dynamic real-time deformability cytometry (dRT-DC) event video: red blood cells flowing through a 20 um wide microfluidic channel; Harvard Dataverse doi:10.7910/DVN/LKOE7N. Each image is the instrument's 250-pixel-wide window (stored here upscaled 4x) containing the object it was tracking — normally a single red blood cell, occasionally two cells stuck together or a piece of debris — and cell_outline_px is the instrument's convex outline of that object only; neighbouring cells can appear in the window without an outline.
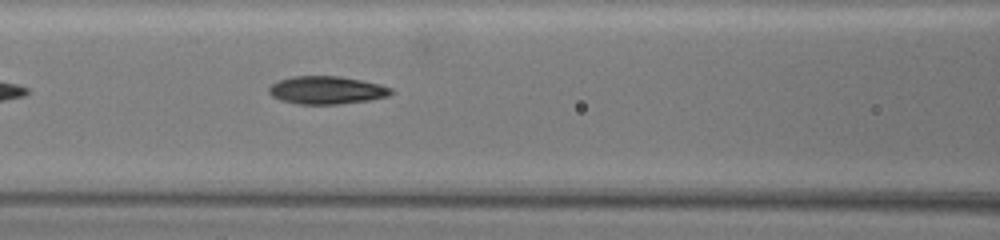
{"species": "common noctule bat (a hibernating species)", "species_latin": "Nyctalus noctula", "temperature_condition": "warm", "stored_images_in_passage": 19, "camera_frame_rate_fps": 3000, "um_per_image_px": 0.085, "animal": {"sex": "female", "body_mass_g": 19.5, "forearm_length_mm": 54.1}, "frame": {"image": 1, "passage_image": 11, "time_ms": 3.333, "image_size_px": [1000, 240], "cell_outline_px": [[392, 92], [388, 96], [368, 100], [340, 104], [296, 104], [280, 100], [272, 96], [268, 92], [268, 88], [272, 84], [280, 80], [292, 76], [340, 76], [360, 80], [392, 88]], "centroid_in_image_um": [27.72, 7.67], "position_along_channel_um": 138.9, "area_um2": 19.71}}